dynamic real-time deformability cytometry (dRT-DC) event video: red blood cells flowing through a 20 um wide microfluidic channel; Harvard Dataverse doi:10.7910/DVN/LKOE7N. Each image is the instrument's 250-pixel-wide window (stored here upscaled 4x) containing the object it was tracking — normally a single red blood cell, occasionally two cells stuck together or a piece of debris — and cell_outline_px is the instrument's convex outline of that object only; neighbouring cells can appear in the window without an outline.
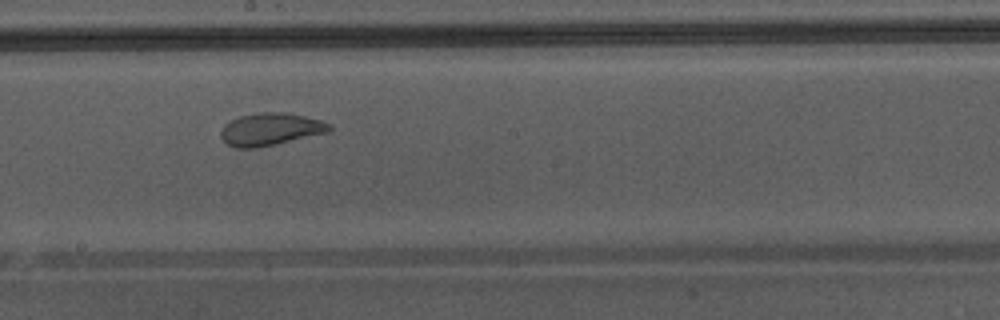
{"species": "Egyptian fruit bat (a non-hibernating species)", "species_latin": "Rousettus aegyptiacus", "temperature_condition": "warm", "stored_images_in_passage": 27, "camera_frame_rate_fps": 3000, "um_per_image_px": 0.085, "animal": {"sex": "male"}, "frame": {"image": 1, "passage_image": 12, "time_ms": 3.667, "image_size_px": [1000, 320], "cell_outline_px": [[332, 128], [328, 132], [276, 144], [256, 148], [236, 148], [228, 144], [220, 136], [220, 132], [224, 124], [240, 116], [260, 112], [284, 112], [304, 116], [320, 120], [332, 124]], "centroid_in_image_um": [22.99, 10.98], "position_along_channel_um": 225.2, "area_um2": 20.46}}